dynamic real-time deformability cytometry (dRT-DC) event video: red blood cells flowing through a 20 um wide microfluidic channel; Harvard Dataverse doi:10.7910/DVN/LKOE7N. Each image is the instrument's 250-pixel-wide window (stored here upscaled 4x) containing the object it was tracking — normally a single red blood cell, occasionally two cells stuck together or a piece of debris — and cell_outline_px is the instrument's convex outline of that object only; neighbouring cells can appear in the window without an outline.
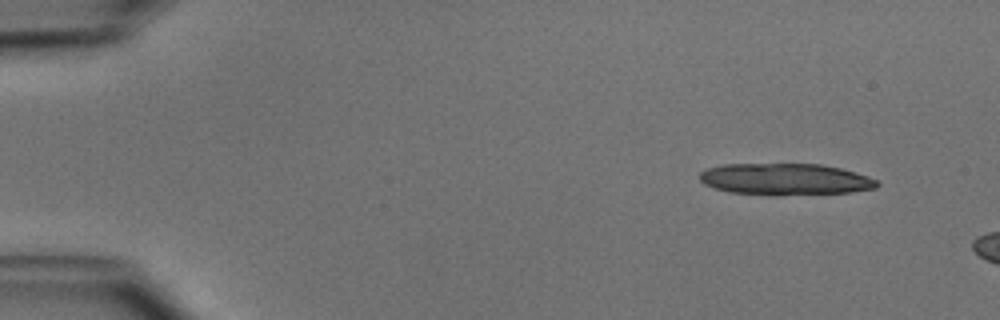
{"species": "common noctule bat (a hibernating species)", "species_latin": "Nyctalus noctula", "temperature_condition": "cold", "stored_images_in_passage": 13, "camera_frame_rate_fps": 3000, "um_per_image_px": 0.085, "animal": {"sex": "male", "body_mass_g": 15.6}, "frame": {"image": 1, "passage_image": 1, "time_ms": 0.0, "image_size_px": [1000, 320], "cell_outline_px": [[880, 184], [876, 188], [852, 192], [728, 192], [704, 184], [700, 180], [700, 172], [708, 168], [720, 164], [820, 164], [840, 168], [856, 172], [868, 176], [876, 180]], "centroid_in_image_um": [66.75, 15.17], "position_along_channel_um": 18.3, "area_um2": 31.21}}